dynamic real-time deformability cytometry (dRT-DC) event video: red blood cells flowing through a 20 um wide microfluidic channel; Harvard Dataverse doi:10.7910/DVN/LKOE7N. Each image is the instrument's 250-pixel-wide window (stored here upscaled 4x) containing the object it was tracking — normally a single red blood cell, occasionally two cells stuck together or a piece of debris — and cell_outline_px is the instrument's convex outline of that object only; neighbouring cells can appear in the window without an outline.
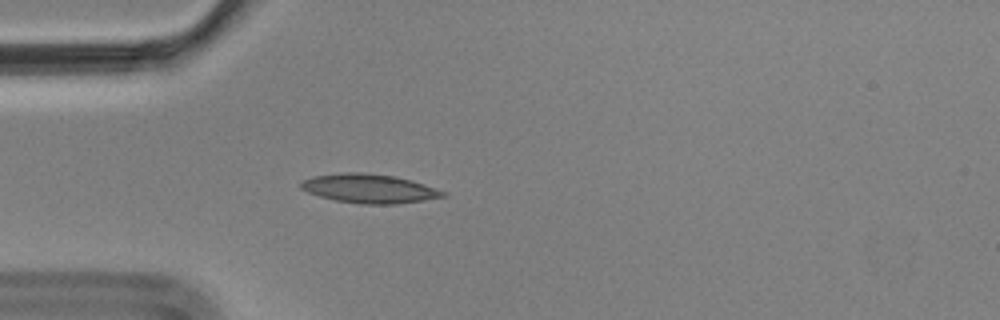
{"species": "Egyptian fruit bat (a non-hibernating species)", "species_latin": "Rousettus aegyptiacus", "temperature_condition": "cold", "stored_images_in_passage": 4, "camera_frame_rate_fps": 3000, "um_per_image_px": 0.085, "animal": {"sex": "male"}, "frame": {"image": 1, "passage_image": 4, "time_ms": 1.0, "image_size_px": [1000, 320], "cell_outline_px": [[448, 196], [424, 200], [396, 204], [360, 204], [336, 200], [320, 196], [308, 192], [300, 188], [300, 180], [312, 176], [344, 172], [364, 172], [396, 176], [412, 180], [448, 192]], "centroid_in_image_um": [31.4, 16.02], "position_along_channel_um": 53.6, "area_um2": 24.28}}